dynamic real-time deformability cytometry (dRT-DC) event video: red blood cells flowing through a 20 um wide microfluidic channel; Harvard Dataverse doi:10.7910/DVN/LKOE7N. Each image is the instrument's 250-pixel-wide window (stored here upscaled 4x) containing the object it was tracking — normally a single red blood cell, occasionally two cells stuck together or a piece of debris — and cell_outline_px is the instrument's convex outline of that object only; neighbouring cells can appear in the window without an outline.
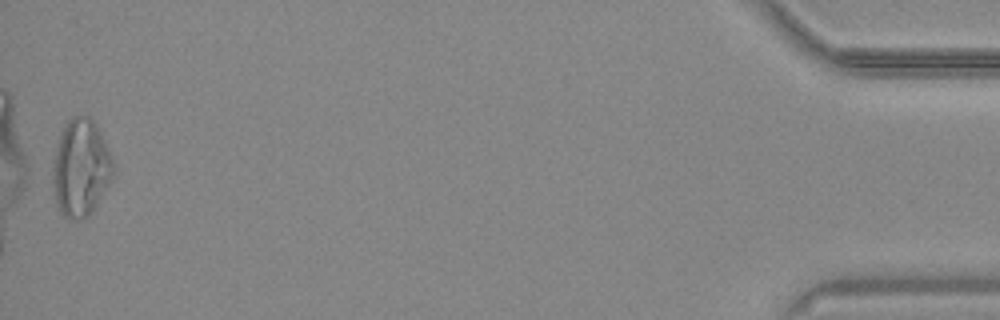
{"species": "common noctule bat (a hibernating species)", "species_latin": "Nyctalus noctula", "temperature_condition": "warm", "stored_images_in_passage": 38, "camera_frame_rate_fps": 3000, "um_per_image_px": 0.085, "animal": {"sex": "male", "body_mass_g": 20.4}, "frame": {"image": 1, "passage_image": 38, "time_ms": 12.333, "image_size_px": [1000, 320], "cell_outline_px": [[116, 172], [92, 212], [88, 216], [80, 220], [72, 220], [64, 216], [60, 212], [56, 204], [52, 180], [52, 164], [60, 132], [64, 120], [72, 116], [88, 116], [96, 124], [104, 140], [112, 160]], "centroid_in_image_um": [6.85, 14.27], "position_along_channel_um": 428.4, "area_um2": 34.68}, "authors_computed_cell_mechanics": {"area_um2": 22.4264, "velocity_mm_per_s": 3.7724, "shape_relaxation_time_tau1_ms": null, "shape_relaxation_time_tau2_ms": 3.3509, "deformation_change_tau1": null, "deformation_change_tau2": 0.1279}}